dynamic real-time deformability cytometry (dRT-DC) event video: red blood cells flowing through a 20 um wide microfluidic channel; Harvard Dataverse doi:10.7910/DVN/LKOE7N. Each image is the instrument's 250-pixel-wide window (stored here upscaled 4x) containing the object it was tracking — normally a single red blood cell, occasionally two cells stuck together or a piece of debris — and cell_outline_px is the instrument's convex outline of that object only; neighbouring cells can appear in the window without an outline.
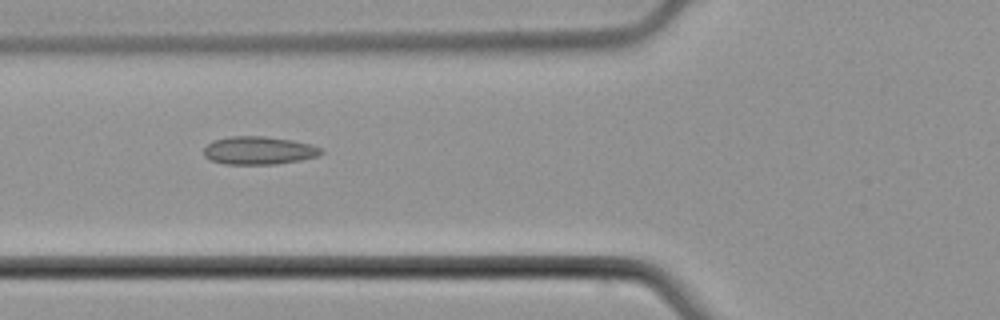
{"species": "common noctule bat (a hibernating species)", "species_latin": "Nyctalus noctula", "temperature_condition": "cold", "stored_images_in_passage": 7, "camera_frame_rate_fps": 3000, "um_per_image_px": 0.085, "animal": {"sex": "male", "body_mass_g": 21.5, "forearm_length_mm": 52.0}, "frame": {"image": 1, "passage_image": 6, "time_ms": 6.0, "image_size_px": [1000, 320], "cell_outline_px": [[324, 152], [316, 156], [300, 160], [276, 164], [224, 164], [212, 160], [204, 156], [204, 148], [212, 140], [228, 136], [264, 136], [292, 140], [312, 144], [324, 148]], "centroid_in_image_um": [22.01, 12.78], "position_along_channel_um": 103.8, "area_um2": 19.31}}
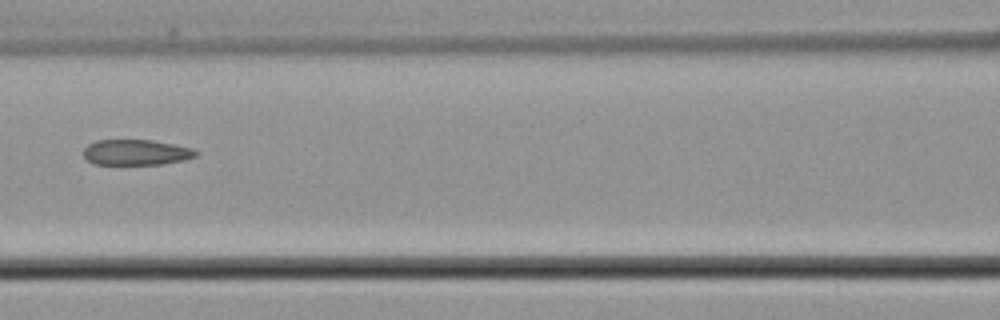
{"frame": {"image": 2, "passage_image": 7, "time_ms": 7.333, "image_size_px": [1000, 320], "cell_outline_px": [[200, 152], [196, 156], [184, 160], [160, 164], [92, 164], [84, 156], [84, 148], [88, 144], [96, 140], [152, 140], [176, 144], [192, 148]], "centroid_in_image_um": [11.59, 12.94], "position_along_channel_um": 155.0, "area_um2": 16.82}}